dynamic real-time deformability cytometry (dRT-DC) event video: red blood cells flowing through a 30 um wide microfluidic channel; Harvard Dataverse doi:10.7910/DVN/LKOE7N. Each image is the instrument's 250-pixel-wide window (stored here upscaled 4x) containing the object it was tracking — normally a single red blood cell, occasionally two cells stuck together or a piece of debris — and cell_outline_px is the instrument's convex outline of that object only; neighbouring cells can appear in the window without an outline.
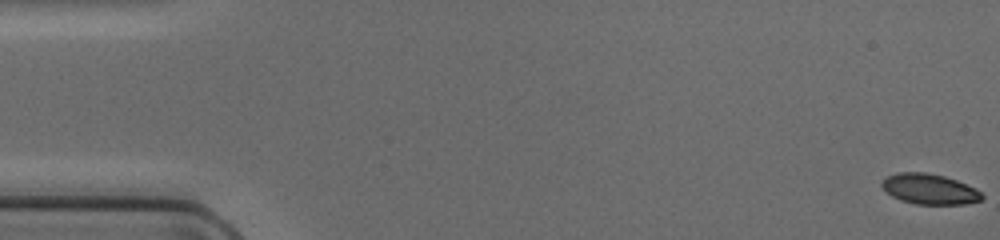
{"species": "common noctule bat (a hibernating species)", "species_latin": "Nyctalus noctula", "temperature_condition": "cold", "stored_images_in_passage": 49, "camera_frame_rate_fps": 3000, "um_per_image_px": 0.085, "animal": {"sex": "female", "body_mass_g": 17.0, "forearm_length_mm": 48.0}, "frame": {"image": 1, "passage_image": 1, "time_ms": 0.0, "image_size_px": [1000, 240], "cell_outline_px": [[984, 196], [980, 200], [964, 204], [916, 204], [900, 200], [892, 196], [880, 184], [888, 176], [896, 172], [924, 172], [944, 176], [956, 180], [976, 188]], "centroid_in_image_um": [79.01, 16.07], "position_along_channel_um": 6.0, "area_um2": 17.57}}
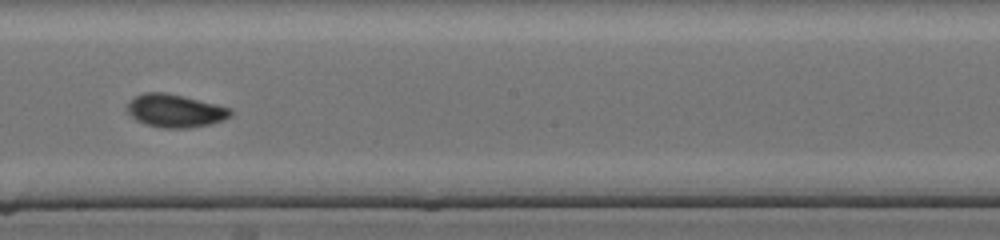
{"frame": {"image": 2, "passage_image": 28, "time_ms": 9.0, "image_size_px": [1000, 240], "cell_outline_px": [[232, 116], [224, 120], [208, 124], [188, 128], [164, 128], [144, 124], [136, 120], [128, 112], [128, 100], [144, 92], [164, 92], [184, 96], [232, 108]], "centroid_in_image_um": [14.9, 9.41], "position_along_channel_um": 233.3, "area_um2": 19.94}}
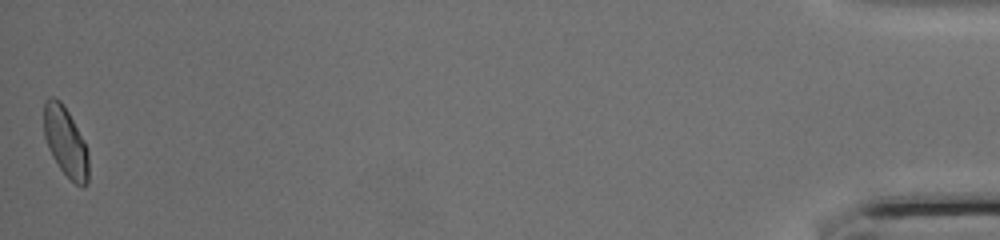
{"frame": {"image": 3, "passage_image": 49, "time_ms": 16.0, "image_size_px": [1000, 240], "cell_outline_px": [[88, 184], [84, 188], [76, 184], [60, 168], [52, 156], [48, 148], [44, 136], [44, 100], [48, 96], [52, 96], [60, 100], [68, 112], [84, 140], [88, 148]], "centroid_in_image_um": [5.57, 12.04], "position_along_channel_um": 429.6, "area_um2": 18.21}}